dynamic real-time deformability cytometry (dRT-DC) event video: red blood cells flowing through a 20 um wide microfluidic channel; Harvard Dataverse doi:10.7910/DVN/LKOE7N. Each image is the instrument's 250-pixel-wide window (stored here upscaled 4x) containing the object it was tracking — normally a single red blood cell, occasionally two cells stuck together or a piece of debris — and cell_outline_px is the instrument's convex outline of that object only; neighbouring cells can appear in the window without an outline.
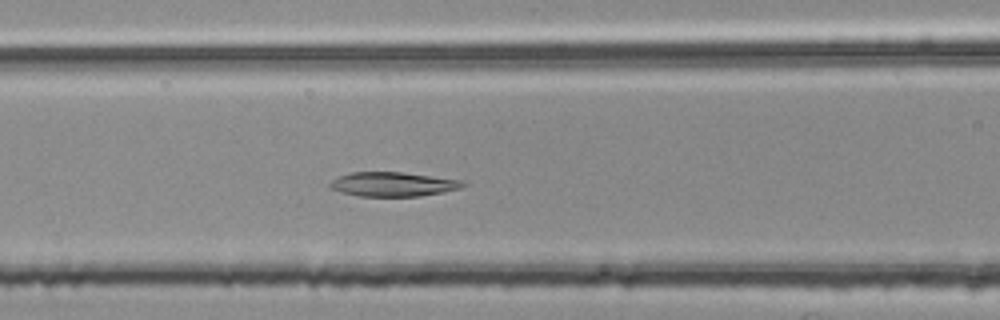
{"species": "common noctule bat (a hibernating species)", "species_latin": "Nyctalus noctula", "temperature_condition": "room temperature", "stored_images_in_passage": 52, "camera_frame_rate_fps": 3000, "um_per_image_px": 0.085, "animal": {"sex": "female", "body_mass_g": 25.1}, "frame": {"image": 1, "passage_image": 23, "time_ms": 7.333, "image_size_px": [1000, 320], "cell_outline_px": [[468, 184], [460, 188], [420, 196], [360, 196], [344, 192], [332, 188], [328, 184], [332, 180], [340, 176], [352, 172], [400, 172], [464, 180]], "centroid_in_image_um": [33.45, 15.65], "position_along_channel_um": 133.2, "area_um2": 18.55}}
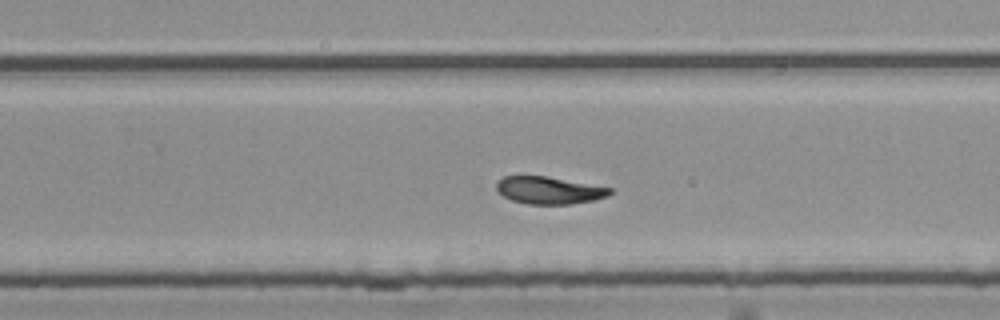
{"frame": {"image": 2, "passage_image": 35, "time_ms": 11.333, "image_size_px": [1000, 320], "cell_outline_px": [[612, 192], [608, 196], [592, 200], [572, 204], [528, 204], [512, 200], [504, 196], [496, 188], [496, 184], [504, 176], [544, 176], [612, 188]], "centroid_in_image_um": [46.67, 16.18], "position_along_channel_um": 283.1, "area_um2": 17.74}}
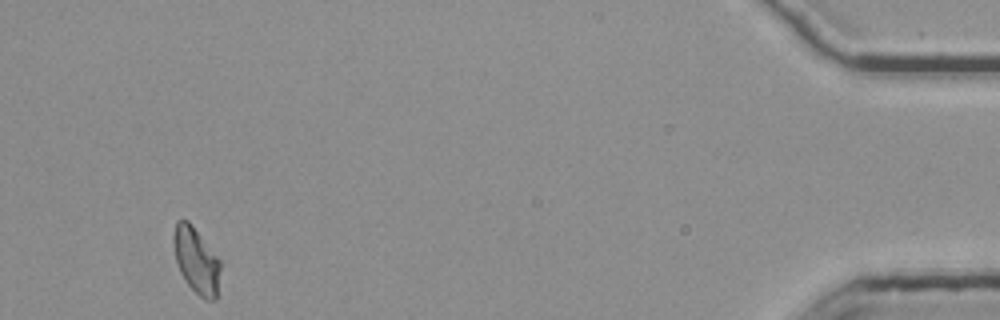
{"frame": {"image": 3, "passage_image": 52, "time_ms": 17.0, "image_size_px": [1000, 320], "cell_outline_px": [[220, 296], [216, 300], [204, 300], [184, 280], [180, 272], [176, 260], [172, 240], [172, 236], [176, 220], [188, 220], [220, 260]], "centroid_in_image_um": [16.7, 22.18], "position_along_channel_um": 418.5, "area_um2": 18.26}, "authors_computed_cell_mechanics": {"area_um2": 19.0162, "velocity_mm_per_s": 3.7704, "shape_relaxation_time_tau1_ms": null, "shape_relaxation_time_tau2_ms": 7.3502, "deformation_change_tau1": null, "deformation_change_tau2": 0.1292}}